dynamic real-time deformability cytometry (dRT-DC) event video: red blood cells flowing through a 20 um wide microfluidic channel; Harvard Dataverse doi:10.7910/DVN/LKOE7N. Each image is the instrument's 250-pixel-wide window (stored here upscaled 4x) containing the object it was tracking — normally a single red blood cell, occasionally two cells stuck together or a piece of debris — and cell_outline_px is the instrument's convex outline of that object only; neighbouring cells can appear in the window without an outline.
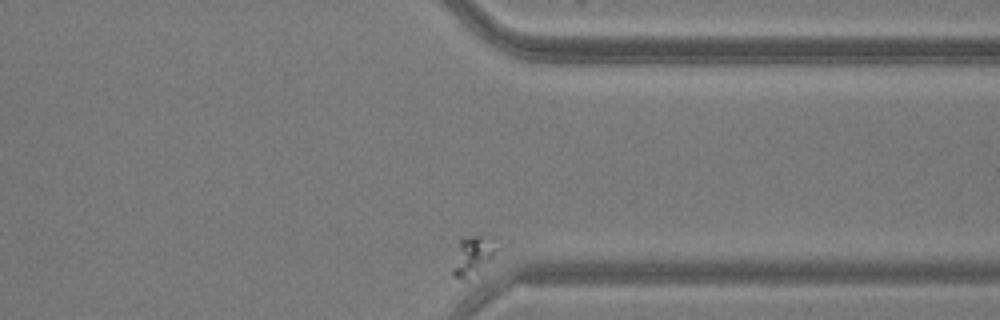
{"species": "common noctule bat (a hibernating species)", "species_latin": "Nyctalus noctula", "temperature_condition": "warm", "stored_images_in_passage": 32, "camera_frame_rate_fps": 3000, "um_per_image_px": 0.085, "animal": {"sex": "male", "body_mass_g": 20.5, "forearm_length_mm": 52.5}, "frame": {"image": 1, "passage_image": 32, "time_ms": 10.333, "image_size_px": [1000, 320], "cell_outline_px": [[512, 240], [492, 260], [468, 280], [464, 280], [456, 276], [452, 272], [452, 268], [460, 240], [472, 236], [496, 236]], "centroid_in_image_um": [40.5, 21.63], "position_along_channel_um": 370.9, "area_um2": 11.27}}